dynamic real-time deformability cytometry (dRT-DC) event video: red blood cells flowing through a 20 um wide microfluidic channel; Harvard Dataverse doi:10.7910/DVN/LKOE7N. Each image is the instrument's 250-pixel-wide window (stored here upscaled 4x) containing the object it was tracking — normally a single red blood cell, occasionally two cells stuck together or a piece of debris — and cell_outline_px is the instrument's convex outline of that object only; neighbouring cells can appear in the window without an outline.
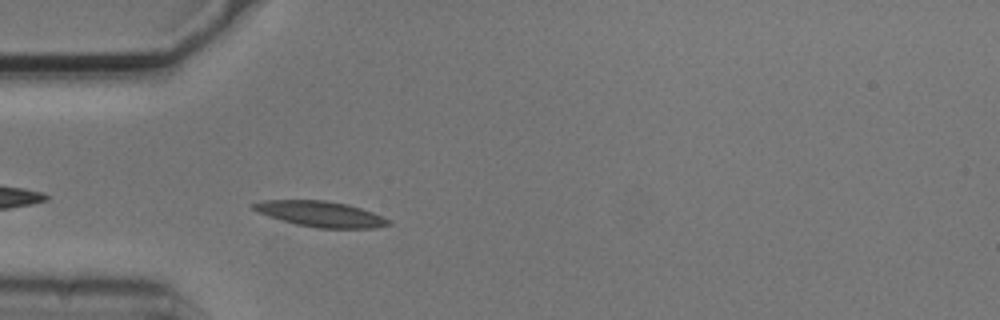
{"species": "common noctule bat (a hibernating species)", "species_latin": "Nyctalus noctula", "temperature_condition": "cold", "stored_images_in_passage": 3, "camera_frame_rate_fps": 3000, "um_per_image_px": 0.085, "animal": {"sex": "male", "body_mass_g": 20.5, "forearm_length_mm": 52.5}, "frame": {"image": 1, "passage_image": 3, "time_ms": 0.667, "image_size_px": [1000, 320], "cell_outline_px": [[392, 224], [376, 228], [320, 228], [296, 224], [268, 216], [256, 212], [252, 208], [252, 204], [264, 200], [324, 200], [348, 204], [372, 212], [392, 220]], "centroid_in_image_um": [27.28, 18.19], "position_along_channel_um": 57.7, "area_um2": 20.17}}